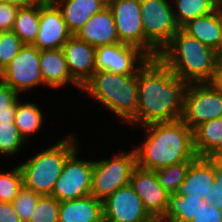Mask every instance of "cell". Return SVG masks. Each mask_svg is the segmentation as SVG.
I'll return each mask as SVG.
<instances>
[{
    "instance_id": "6da1fadb",
    "label": "cell",
    "mask_w": 222,
    "mask_h": 222,
    "mask_svg": "<svg viewBox=\"0 0 222 222\" xmlns=\"http://www.w3.org/2000/svg\"><path fill=\"white\" fill-rule=\"evenodd\" d=\"M187 86L158 57L149 58L137 71L138 109L128 123L145 126L180 119Z\"/></svg>"
},
{
    "instance_id": "7a4b0ae2",
    "label": "cell",
    "mask_w": 222,
    "mask_h": 222,
    "mask_svg": "<svg viewBox=\"0 0 222 222\" xmlns=\"http://www.w3.org/2000/svg\"><path fill=\"white\" fill-rule=\"evenodd\" d=\"M142 127L146 129V139L134 149L138 167L157 171L197 157L193 130L181 119Z\"/></svg>"
},
{
    "instance_id": "3957f363",
    "label": "cell",
    "mask_w": 222,
    "mask_h": 222,
    "mask_svg": "<svg viewBox=\"0 0 222 222\" xmlns=\"http://www.w3.org/2000/svg\"><path fill=\"white\" fill-rule=\"evenodd\" d=\"M158 58L185 83H210L217 69L214 49L181 28L159 52Z\"/></svg>"
},
{
    "instance_id": "277c9868",
    "label": "cell",
    "mask_w": 222,
    "mask_h": 222,
    "mask_svg": "<svg viewBox=\"0 0 222 222\" xmlns=\"http://www.w3.org/2000/svg\"><path fill=\"white\" fill-rule=\"evenodd\" d=\"M81 90L88 92L108 110L129 122L137 113V72L132 75L96 70L83 84Z\"/></svg>"
},
{
    "instance_id": "5b68a950",
    "label": "cell",
    "mask_w": 222,
    "mask_h": 222,
    "mask_svg": "<svg viewBox=\"0 0 222 222\" xmlns=\"http://www.w3.org/2000/svg\"><path fill=\"white\" fill-rule=\"evenodd\" d=\"M76 142L74 135L69 134L18 165L22 172L23 185L41 196H51L65 162L78 149Z\"/></svg>"
},
{
    "instance_id": "8992f818",
    "label": "cell",
    "mask_w": 222,
    "mask_h": 222,
    "mask_svg": "<svg viewBox=\"0 0 222 222\" xmlns=\"http://www.w3.org/2000/svg\"><path fill=\"white\" fill-rule=\"evenodd\" d=\"M137 166L135 150L121 152L109 159L94 161L91 195L100 201L119 188L130 184L131 173Z\"/></svg>"
},
{
    "instance_id": "52a82bcc",
    "label": "cell",
    "mask_w": 222,
    "mask_h": 222,
    "mask_svg": "<svg viewBox=\"0 0 222 222\" xmlns=\"http://www.w3.org/2000/svg\"><path fill=\"white\" fill-rule=\"evenodd\" d=\"M111 9L120 43L135 46L149 58L159 56V52L145 39L141 20L139 0H111Z\"/></svg>"
},
{
    "instance_id": "ba28073f",
    "label": "cell",
    "mask_w": 222,
    "mask_h": 222,
    "mask_svg": "<svg viewBox=\"0 0 222 222\" xmlns=\"http://www.w3.org/2000/svg\"><path fill=\"white\" fill-rule=\"evenodd\" d=\"M222 117V95L211 83L188 84L181 120L192 130L200 124Z\"/></svg>"
},
{
    "instance_id": "9c48e42d",
    "label": "cell",
    "mask_w": 222,
    "mask_h": 222,
    "mask_svg": "<svg viewBox=\"0 0 222 222\" xmlns=\"http://www.w3.org/2000/svg\"><path fill=\"white\" fill-rule=\"evenodd\" d=\"M167 0L140 1L145 39L160 52L180 29Z\"/></svg>"
},
{
    "instance_id": "30bf717a",
    "label": "cell",
    "mask_w": 222,
    "mask_h": 222,
    "mask_svg": "<svg viewBox=\"0 0 222 222\" xmlns=\"http://www.w3.org/2000/svg\"><path fill=\"white\" fill-rule=\"evenodd\" d=\"M1 81L19 95L41 84L45 85L40 69V50L24 44L16 57L0 73Z\"/></svg>"
},
{
    "instance_id": "8fae6325",
    "label": "cell",
    "mask_w": 222,
    "mask_h": 222,
    "mask_svg": "<svg viewBox=\"0 0 222 222\" xmlns=\"http://www.w3.org/2000/svg\"><path fill=\"white\" fill-rule=\"evenodd\" d=\"M77 151L78 149L68 157L51 194L59 202L91 194L94 161L78 159Z\"/></svg>"
},
{
    "instance_id": "7c38bea8",
    "label": "cell",
    "mask_w": 222,
    "mask_h": 222,
    "mask_svg": "<svg viewBox=\"0 0 222 222\" xmlns=\"http://www.w3.org/2000/svg\"><path fill=\"white\" fill-rule=\"evenodd\" d=\"M148 59L149 57L139 48L128 44L116 43L96 48L95 66L96 70L99 71L132 75Z\"/></svg>"
},
{
    "instance_id": "4fadbf2b",
    "label": "cell",
    "mask_w": 222,
    "mask_h": 222,
    "mask_svg": "<svg viewBox=\"0 0 222 222\" xmlns=\"http://www.w3.org/2000/svg\"><path fill=\"white\" fill-rule=\"evenodd\" d=\"M102 203L107 222H145L152 218L130 184L116 190Z\"/></svg>"
},
{
    "instance_id": "5bb4252c",
    "label": "cell",
    "mask_w": 222,
    "mask_h": 222,
    "mask_svg": "<svg viewBox=\"0 0 222 222\" xmlns=\"http://www.w3.org/2000/svg\"><path fill=\"white\" fill-rule=\"evenodd\" d=\"M71 36L57 5L52 0L41 2L39 31L32 45L39 50L62 49Z\"/></svg>"
},
{
    "instance_id": "9a60e30c",
    "label": "cell",
    "mask_w": 222,
    "mask_h": 222,
    "mask_svg": "<svg viewBox=\"0 0 222 222\" xmlns=\"http://www.w3.org/2000/svg\"><path fill=\"white\" fill-rule=\"evenodd\" d=\"M130 185L149 214L161 218L168 205L169 193L160 185L156 172L136 166L131 173Z\"/></svg>"
},
{
    "instance_id": "2e32d148",
    "label": "cell",
    "mask_w": 222,
    "mask_h": 222,
    "mask_svg": "<svg viewBox=\"0 0 222 222\" xmlns=\"http://www.w3.org/2000/svg\"><path fill=\"white\" fill-rule=\"evenodd\" d=\"M72 79L80 86L96 71V48L72 35L62 46Z\"/></svg>"
},
{
    "instance_id": "e0dca14e",
    "label": "cell",
    "mask_w": 222,
    "mask_h": 222,
    "mask_svg": "<svg viewBox=\"0 0 222 222\" xmlns=\"http://www.w3.org/2000/svg\"><path fill=\"white\" fill-rule=\"evenodd\" d=\"M214 181V159L196 157L190 164L178 193L186 196H201L210 205L213 204L211 191Z\"/></svg>"
},
{
    "instance_id": "ac0fdd59",
    "label": "cell",
    "mask_w": 222,
    "mask_h": 222,
    "mask_svg": "<svg viewBox=\"0 0 222 222\" xmlns=\"http://www.w3.org/2000/svg\"><path fill=\"white\" fill-rule=\"evenodd\" d=\"M75 36L95 48L120 43L114 17L108 5L94 14Z\"/></svg>"
},
{
    "instance_id": "d6986e66",
    "label": "cell",
    "mask_w": 222,
    "mask_h": 222,
    "mask_svg": "<svg viewBox=\"0 0 222 222\" xmlns=\"http://www.w3.org/2000/svg\"><path fill=\"white\" fill-rule=\"evenodd\" d=\"M60 9L68 30L76 32L97 12L107 6L105 0H52Z\"/></svg>"
},
{
    "instance_id": "ffe728a7",
    "label": "cell",
    "mask_w": 222,
    "mask_h": 222,
    "mask_svg": "<svg viewBox=\"0 0 222 222\" xmlns=\"http://www.w3.org/2000/svg\"><path fill=\"white\" fill-rule=\"evenodd\" d=\"M103 218V203L91 194L60 202L58 222H97Z\"/></svg>"
},
{
    "instance_id": "44dd1931",
    "label": "cell",
    "mask_w": 222,
    "mask_h": 222,
    "mask_svg": "<svg viewBox=\"0 0 222 222\" xmlns=\"http://www.w3.org/2000/svg\"><path fill=\"white\" fill-rule=\"evenodd\" d=\"M40 69L45 85L59 88L72 83L80 89L70 75L62 49L40 50Z\"/></svg>"
},
{
    "instance_id": "7402d4cb",
    "label": "cell",
    "mask_w": 222,
    "mask_h": 222,
    "mask_svg": "<svg viewBox=\"0 0 222 222\" xmlns=\"http://www.w3.org/2000/svg\"><path fill=\"white\" fill-rule=\"evenodd\" d=\"M221 26L222 5L210 14L187 21L180 28L188 35L215 49L220 38Z\"/></svg>"
},
{
    "instance_id": "603a6c76",
    "label": "cell",
    "mask_w": 222,
    "mask_h": 222,
    "mask_svg": "<svg viewBox=\"0 0 222 222\" xmlns=\"http://www.w3.org/2000/svg\"><path fill=\"white\" fill-rule=\"evenodd\" d=\"M193 138L197 157L212 158L222 149V117L197 126L193 130Z\"/></svg>"
},
{
    "instance_id": "cb8c5ba5",
    "label": "cell",
    "mask_w": 222,
    "mask_h": 222,
    "mask_svg": "<svg viewBox=\"0 0 222 222\" xmlns=\"http://www.w3.org/2000/svg\"><path fill=\"white\" fill-rule=\"evenodd\" d=\"M203 201L201 196L169 194L168 205L161 220L163 222H191Z\"/></svg>"
},
{
    "instance_id": "d4e9b609",
    "label": "cell",
    "mask_w": 222,
    "mask_h": 222,
    "mask_svg": "<svg viewBox=\"0 0 222 222\" xmlns=\"http://www.w3.org/2000/svg\"><path fill=\"white\" fill-rule=\"evenodd\" d=\"M40 3L18 9L12 31L24 44L32 45L39 31Z\"/></svg>"
},
{
    "instance_id": "484cf974",
    "label": "cell",
    "mask_w": 222,
    "mask_h": 222,
    "mask_svg": "<svg viewBox=\"0 0 222 222\" xmlns=\"http://www.w3.org/2000/svg\"><path fill=\"white\" fill-rule=\"evenodd\" d=\"M173 13L179 27L187 21L214 12L221 4L217 0H174Z\"/></svg>"
},
{
    "instance_id": "4316f807",
    "label": "cell",
    "mask_w": 222,
    "mask_h": 222,
    "mask_svg": "<svg viewBox=\"0 0 222 222\" xmlns=\"http://www.w3.org/2000/svg\"><path fill=\"white\" fill-rule=\"evenodd\" d=\"M43 115L34 103H20L17 100L14 124L26 142V138L42 126Z\"/></svg>"
},
{
    "instance_id": "83f0119b",
    "label": "cell",
    "mask_w": 222,
    "mask_h": 222,
    "mask_svg": "<svg viewBox=\"0 0 222 222\" xmlns=\"http://www.w3.org/2000/svg\"><path fill=\"white\" fill-rule=\"evenodd\" d=\"M192 161L170 165L155 171L160 185L169 193H178Z\"/></svg>"
},
{
    "instance_id": "f1b7e54d",
    "label": "cell",
    "mask_w": 222,
    "mask_h": 222,
    "mask_svg": "<svg viewBox=\"0 0 222 222\" xmlns=\"http://www.w3.org/2000/svg\"><path fill=\"white\" fill-rule=\"evenodd\" d=\"M23 186L22 172L19 166L0 173V200L4 202H12Z\"/></svg>"
},
{
    "instance_id": "f546056e",
    "label": "cell",
    "mask_w": 222,
    "mask_h": 222,
    "mask_svg": "<svg viewBox=\"0 0 222 222\" xmlns=\"http://www.w3.org/2000/svg\"><path fill=\"white\" fill-rule=\"evenodd\" d=\"M24 43L12 31L0 32V73L16 57Z\"/></svg>"
},
{
    "instance_id": "4dcf8cb0",
    "label": "cell",
    "mask_w": 222,
    "mask_h": 222,
    "mask_svg": "<svg viewBox=\"0 0 222 222\" xmlns=\"http://www.w3.org/2000/svg\"><path fill=\"white\" fill-rule=\"evenodd\" d=\"M26 143L21 137L17 126L13 123H0V153L14 155Z\"/></svg>"
},
{
    "instance_id": "1f68e13d",
    "label": "cell",
    "mask_w": 222,
    "mask_h": 222,
    "mask_svg": "<svg viewBox=\"0 0 222 222\" xmlns=\"http://www.w3.org/2000/svg\"><path fill=\"white\" fill-rule=\"evenodd\" d=\"M60 202L52 196H41L28 222H58Z\"/></svg>"
},
{
    "instance_id": "d6a6232c",
    "label": "cell",
    "mask_w": 222,
    "mask_h": 222,
    "mask_svg": "<svg viewBox=\"0 0 222 222\" xmlns=\"http://www.w3.org/2000/svg\"><path fill=\"white\" fill-rule=\"evenodd\" d=\"M41 195L25 187L20 188L18 195L12 201V205L22 222H28Z\"/></svg>"
},
{
    "instance_id": "836d02e7",
    "label": "cell",
    "mask_w": 222,
    "mask_h": 222,
    "mask_svg": "<svg viewBox=\"0 0 222 222\" xmlns=\"http://www.w3.org/2000/svg\"><path fill=\"white\" fill-rule=\"evenodd\" d=\"M19 94L0 80V123H13Z\"/></svg>"
},
{
    "instance_id": "e575fe53",
    "label": "cell",
    "mask_w": 222,
    "mask_h": 222,
    "mask_svg": "<svg viewBox=\"0 0 222 222\" xmlns=\"http://www.w3.org/2000/svg\"><path fill=\"white\" fill-rule=\"evenodd\" d=\"M191 222H222V211L215 205L203 201Z\"/></svg>"
},
{
    "instance_id": "d590c367",
    "label": "cell",
    "mask_w": 222,
    "mask_h": 222,
    "mask_svg": "<svg viewBox=\"0 0 222 222\" xmlns=\"http://www.w3.org/2000/svg\"><path fill=\"white\" fill-rule=\"evenodd\" d=\"M19 7L0 2V32L12 30Z\"/></svg>"
},
{
    "instance_id": "8d00e7d4",
    "label": "cell",
    "mask_w": 222,
    "mask_h": 222,
    "mask_svg": "<svg viewBox=\"0 0 222 222\" xmlns=\"http://www.w3.org/2000/svg\"><path fill=\"white\" fill-rule=\"evenodd\" d=\"M214 184L212 186L211 197L213 205L222 211V165L214 160Z\"/></svg>"
},
{
    "instance_id": "74e56055",
    "label": "cell",
    "mask_w": 222,
    "mask_h": 222,
    "mask_svg": "<svg viewBox=\"0 0 222 222\" xmlns=\"http://www.w3.org/2000/svg\"><path fill=\"white\" fill-rule=\"evenodd\" d=\"M0 222H22L14 210L12 202L0 200Z\"/></svg>"
},
{
    "instance_id": "f35d334b",
    "label": "cell",
    "mask_w": 222,
    "mask_h": 222,
    "mask_svg": "<svg viewBox=\"0 0 222 222\" xmlns=\"http://www.w3.org/2000/svg\"><path fill=\"white\" fill-rule=\"evenodd\" d=\"M210 83L222 95V65H217V69Z\"/></svg>"
},
{
    "instance_id": "ab89813d",
    "label": "cell",
    "mask_w": 222,
    "mask_h": 222,
    "mask_svg": "<svg viewBox=\"0 0 222 222\" xmlns=\"http://www.w3.org/2000/svg\"><path fill=\"white\" fill-rule=\"evenodd\" d=\"M44 1L45 0H0V2L16 5L19 8L33 6Z\"/></svg>"
},
{
    "instance_id": "60d3db41",
    "label": "cell",
    "mask_w": 222,
    "mask_h": 222,
    "mask_svg": "<svg viewBox=\"0 0 222 222\" xmlns=\"http://www.w3.org/2000/svg\"><path fill=\"white\" fill-rule=\"evenodd\" d=\"M214 51L217 60V65H222V26L220 31V38Z\"/></svg>"
},
{
    "instance_id": "b9f144b4",
    "label": "cell",
    "mask_w": 222,
    "mask_h": 222,
    "mask_svg": "<svg viewBox=\"0 0 222 222\" xmlns=\"http://www.w3.org/2000/svg\"><path fill=\"white\" fill-rule=\"evenodd\" d=\"M217 163L222 165V149L212 157Z\"/></svg>"
},
{
    "instance_id": "7bdbcfd3",
    "label": "cell",
    "mask_w": 222,
    "mask_h": 222,
    "mask_svg": "<svg viewBox=\"0 0 222 222\" xmlns=\"http://www.w3.org/2000/svg\"><path fill=\"white\" fill-rule=\"evenodd\" d=\"M145 222H163V221L159 217H152L151 219Z\"/></svg>"
},
{
    "instance_id": "ee69618b",
    "label": "cell",
    "mask_w": 222,
    "mask_h": 222,
    "mask_svg": "<svg viewBox=\"0 0 222 222\" xmlns=\"http://www.w3.org/2000/svg\"><path fill=\"white\" fill-rule=\"evenodd\" d=\"M97 222H107V220L103 217L100 220H98Z\"/></svg>"
}]
</instances>
